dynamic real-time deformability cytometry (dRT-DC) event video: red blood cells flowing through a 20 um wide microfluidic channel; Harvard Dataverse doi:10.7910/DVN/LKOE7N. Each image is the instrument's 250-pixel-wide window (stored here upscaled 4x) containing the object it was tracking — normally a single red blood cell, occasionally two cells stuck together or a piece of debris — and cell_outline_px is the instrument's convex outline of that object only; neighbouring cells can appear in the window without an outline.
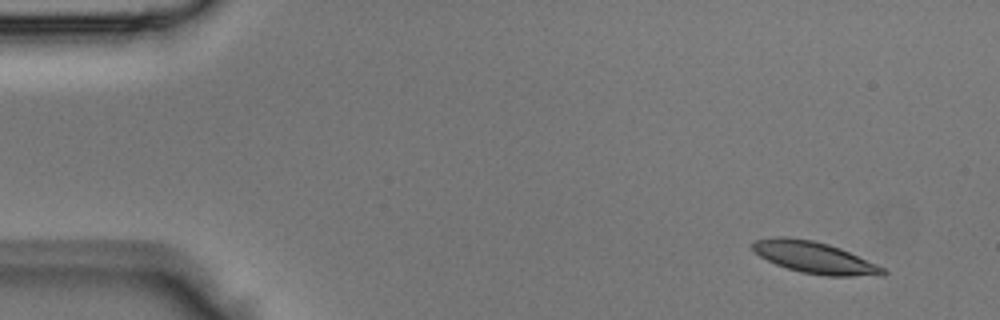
{"species": "Egyptian fruit bat (a non-hibernating species)", "species_latin": "Rousettus aegyptiacus", "temperature_condition": "room temperature", "stored_images_in_passage": 4, "camera_frame_rate_fps": 3000, "um_per_image_px": 0.085, "animal": {"sex": "male"}, "frame": {"image": 1, "passage_image": 1, "time_ms": 0.0, "image_size_px": [1000, 320], "cell_outline_px": [[888, 272], [884, 276], [828, 276], [800, 272], [776, 264], [760, 256], [752, 248], [752, 240], [772, 236], [788, 236], [812, 240], [828, 244], [840, 248], [876, 264], [884, 268]], "centroid_in_image_um": [69.22, 21.88], "position_along_channel_um": 15.8, "area_um2": 24.1}}